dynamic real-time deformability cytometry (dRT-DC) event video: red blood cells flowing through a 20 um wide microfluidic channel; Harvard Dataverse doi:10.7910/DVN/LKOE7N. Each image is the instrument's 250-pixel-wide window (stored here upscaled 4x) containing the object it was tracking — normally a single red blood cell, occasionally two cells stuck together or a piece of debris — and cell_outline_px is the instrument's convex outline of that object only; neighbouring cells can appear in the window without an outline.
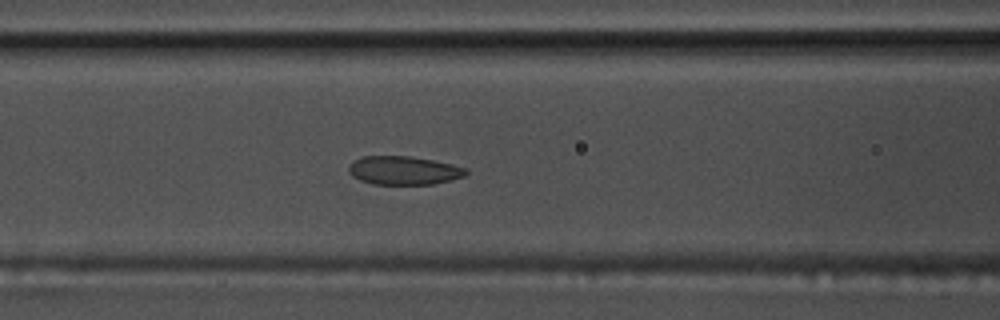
{"species": "common noctule bat (a hibernating species)", "species_latin": "Nyctalus noctula", "temperature_condition": "warm", "stored_images_in_passage": 58, "camera_frame_rate_fps": 3000, "um_per_image_px": 0.085, "animal": {"sex": "male", "body_mass_g": 17.5, "forearm_length_mm": 52.3}, "frame": {"image": 1, "passage_image": 24, "time_ms": 7.667, "image_size_px": [1000, 320], "cell_outline_px": [[468, 172], [464, 176], [452, 180], [432, 184], [372, 184], [360, 180], [352, 176], [348, 172], [348, 168], [352, 160], [360, 156], [408, 156], [432, 160], [452, 164], [468, 168]], "centroid_in_image_um": [34.3, 14.48], "position_along_channel_um": 132.3, "area_um2": 19.65}}
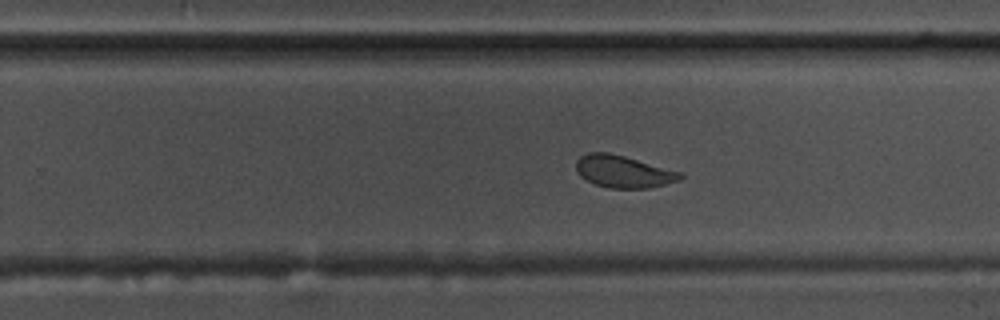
{"frame": {"image": 2, "passage_image": 36, "time_ms": 11.667, "image_size_px": [1000, 320], "cell_outline_px": [[684, 176], [680, 180], [648, 188], [608, 188], [596, 184], [580, 176], [576, 172], [576, 160], [580, 156], [588, 152], [608, 152], [624, 156], [680, 172]], "centroid_in_image_um": [52.94, 14.58], "position_along_channel_um": 276.9, "area_um2": 19.36}}
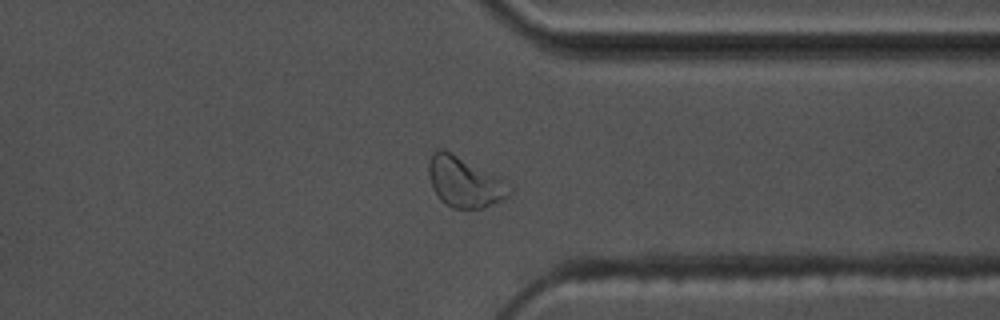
{"frame": {"image": 3, "passage_image": 44, "time_ms": 14.333, "image_size_px": [1000, 320], "cell_outline_px": [[512, 192], [504, 200], [484, 208], [452, 208], [444, 204], [436, 196], [432, 188], [428, 172], [428, 160], [432, 152], [436, 148], [444, 148], [504, 180], [512, 188]], "centroid_in_image_um": [39.45, 15.47], "position_along_channel_um": 372.0, "area_um2": 23.99}, "authors_computed_cell_mechanics": {"area_um2": 21.3571, "velocity_mm_per_s": 3.6234, "shape_relaxation_time_tau1_ms": 4.1572, "shape_relaxation_time_tau2_ms": 2.0086, "deformation_change_tau1": 0.1023, "deformation_change_tau2": 0.0612}}